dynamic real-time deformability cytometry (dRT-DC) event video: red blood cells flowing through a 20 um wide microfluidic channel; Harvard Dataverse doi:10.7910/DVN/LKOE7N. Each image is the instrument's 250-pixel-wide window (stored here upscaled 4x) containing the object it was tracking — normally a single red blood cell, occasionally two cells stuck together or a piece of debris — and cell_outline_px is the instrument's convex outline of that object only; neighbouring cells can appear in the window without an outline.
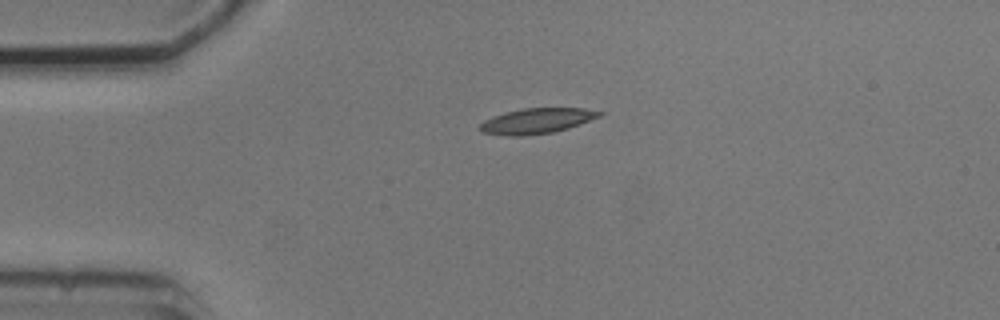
{"species": "common noctule bat (a hibernating species)", "species_latin": "Nyctalus noctula", "temperature_condition": "cold", "stored_images_in_passage": 1, "camera_frame_rate_fps": 3000, "um_per_image_px": 0.085, "animal": {"sex": "male", "body_mass_g": 20.5, "forearm_length_mm": 52.5}, "frame": {"image": 1, "passage_image": 1, "time_ms": 0.0, "image_size_px": [1000, 320], "cell_outline_px": [[604, 112], [600, 116], [580, 124], [568, 128], [552, 132], [520, 136], [508, 136], [480, 132], [480, 124], [484, 120], [492, 116], [504, 112], [524, 108], [584, 108]], "centroid_in_image_um": [45.59, 10.27], "position_along_channel_um": 39.4, "area_um2": 17.63}}